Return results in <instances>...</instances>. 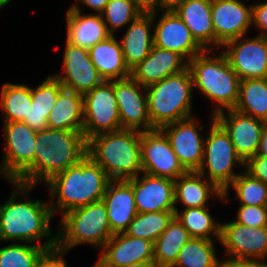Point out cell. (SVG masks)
Wrapping results in <instances>:
<instances>
[{
    "mask_svg": "<svg viewBox=\"0 0 267 267\" xmlns=\"http://www.w3.org/2000/svg\"><path fill=\"white\" fill-rule=\"evenodd\" d=\"M86 154L83 132L50 128L37 131L34 162L15 182L33 187L42 180L47 183Z\"/></svg>",
    "mask_w": 267,
    "mask_h": 267,
    "instance_id": "obj_1",
    "label": "cell"
},
{
    "mask_svg": "<svg viewBox=\"0 0 267 267\" xmlns=\"http://www.w3.org/2000/svg\"><path fill=\"white\" fill-rule=\"evenodd\" d=\"M110 179L104 169L88 154L65 171L52 177L47 184L50 195L57 197V204H50L52 213L62 210L63 214L103 199Z\"/></svg>",
    "mask_w": 267,
    "mask_h": 267,
    "instance_id": "obj_2",
    "label": "cell"
},
{
    "mask_svg": "<svg viewBox=\"0 0 267 267\" xmlns=\"http://www.w3.org/2000/svg\"><path fill=\"white\" fill-rule=\"evenodd\" d=\"M140 141L141 131L104 132L87 140V154L110 180H129L142 172Z\"/></svg>",
    "mask_w": 267,
    "mask_h": 267,
    "instance_id": "obj_3",
    "label": "cell"
},
{
    "mask_svg": "<svg viewBox=\"0 0 267 267\" xmlns=\"http://www.w3.org/2000/svg\"><path fill=\"white\" fill-rule=\"evenodd\" d=\"M17 191L0 205V241L34 242L51 234L50 219L53 216L50 204L41 200L32 202L16 201V193L24 194L33 186L11 182Z\"/></svg>",
    "mask_w": 267,
    "mask_h": 267,
    "instance_id": "obj_4",
    "label": "cell"
},
{
    "mask_svg": "<svg viewBox=\"0 0 267 267\" xmlns=\"http://www.w3.org/2000/svg\"><path fill=\"white\" fill-rule=\"evenodd\" d=\"M206 51L190 60L188 68L192 75L193 86L219 104L212 115L214 116L224 109H234L238 101L241 79L230 67L223 53L209 58Z\"/></svg>",
    "mask_w": 267,
    "mask_h": 267,
    "instance_id": "obj_5",
    "label": "cell"
},
{
    "mask_svg": "<svg viewBox=\"0 0 267 267\" xmlns=\"http://www.w3.org/2000/svg\"><path fill=\"white\" fill-rule=\"evenodd\" d=\"M192 89L193 80L188 67L145 87L151 125L161 128L191 117Z\"/></svg>",
    "mask_w": 267,
    "mask_h": 267,
    "instance_id": "obj_6",
    "label": "cell"
},
{
    "mask_svg": "<svg viewBox=\"0 0 267 267\" xmlns=\"http://www.w3.org/2000/svg\"><path fill=\"white\" fill-rule=\"evenodd\" d=\"M57 247L65 252L82 243L100 247L113 236L103 200H99L62 214Z\"/></svg>",
    "mask_w": 267,
    "mask_h": 267,
    "instance_id": "obj_7",
    "label": "cell"
},
{
    "mask_svg": "<svg viewBox=\"0 0 267 267\" xmlns=\"http://www.w3.org/2000/svg\"><path fill=\"white\" fill-rule=\"evenodd\" d=\"M209 131L204 143L203 161L197 172L206 176V165L209 177L207 179L223 192L222 199H225L230 184L239 175L233 173V166L237 163L245 166V162L237 154L229 135L215 120L214 116Z\"/></svg>",
    "mask_w": 267,
    "mask_h": 267,
    "instance_id": "obj_8",
    "label": "cell"
},
{
    "mask_svg": "<svg viewBox=\"0 0 267 267\" xmlns=\"http://www.w3.org/2000/svg\"><path fill=\"white\" fill-rule=\"evenodd\" d=\"M121 130L114 80L104 81L83 95V134L86 140L104 132Z\"/></svg>",
    "mask_w": 267,
    "mask_h": 267,
    "instance_id": "obj_9",
    "label": "cell"
},
{
    "mask_svg": "<svg viewBox=\"0 0 267 267\" xmlns=\"http://www.w3.org/2000/svg\"><path fill=\"white\" fill-rule=\"evenodd\" d=\"M5 157L0 174L15 182L34 162L37 131L23 121L5 122Z\"/></svg>",
    "mask_w": 267,
    "mask_h": 267,
    "instance_id": "obj_10",
    "label": "cell"
},
{
    "mask_svg": "<svg viewBox=\"0 0 267 267\" xmlns=\"http://www.w3.org/2000/svg\"><path fill=\"white\" fill-rule=\"evenodd\" d=\"M140 146L142 173L176 180L187 172L160 128L141 131Z\"/></svg>",
    "mask_w": 267,
    "mask_h": 267,
    "instance_id": "obj_11",
    "label": "cell"
},
{
    "mask_svg": "<svg viewBox=\"0 0 267 267\" xmlns=\"http://www.w3.org/2000/svg\"><path fill=\"white\" fill-rule=\"evenodd\" d=\"M242 38L232 39L222 45L227 47L222 53L230 67L241 80L267 78V37L259 35L247 41Z\"/></svg>",
    "mask_w": 267,
    "mask_h": 267,
    "instance_id": "obj_12",
    "label": "cell"
},
{
    "mask_svg": "<svg viewBox=\"0 0 267 267\" xmlns=\"http://www.w3.org/2000/svg\"><path fill=\"white\" fill-rule=\"evenodd\" d=\"M142 89L145 90V87L132 77L114 80V94L117 100L121 129L143 132L155 129L151 125L148 113L147 93L141 95L143 94ZM140 126L143 127V130L139 129Z\"/></svg>",
    "mask_w": 267,
    "mask_h": 267,
    "instance_id": "obj_13",
    "label": "cell"
},
{
    "mask_svg": "<svg viewBox=\"0 0 267 267\" xmlns=\"http://www.w3.org/2000/svg\"><path fill=\"white\" fill-rule=\"evenodd\" d=\"M167 136L171 148L186 171H198L204 154L205 140L198 132L192 117L167 124L160 128Z\"/></svg>",
    "mask_w": 267,
    "mask_h": 267,
    "instance_id": "obj_14",
    "label": "cell"
},
{
    "mask_svg": "<svg viewBox=\"0 0 267 267\" xmlns=\"http://www.w3.org/2000/svg\"><path fill=\"white\" fill-rule=\"evenodd\" d=\"M63 63L66 75L58 74L54 77L66 89L84 95L104 82L90 59L88 49L66 41Z\"/></svg>",
    "mask_w": 267,
    "mask_h": 267,
    "instance_id": "obj_15",
    "label": "cell"
},
{
    "mask_svg": "<svg viewBox=\"0 0 267 267\" xmlns=\"http://www.w3.org/2000/svg\"><path fill=\"white\" fill-rule=\"evenodd\" d=\"M220 242L231 259H264L267 255V227L253 228L235 221L220 224Z\"/></svg>",
    "mask_w": 267,
    "mask_h": 267,
    "instance_id": "obj_16",
    "label": "cell"
},
{
    "mask_svg": "<svg viewBox=\"0 0 267 267\" xmlns=\"http://www.w3.org/2000/svg\"><path fill=\"white\" fill-rule=\"evenodd\" d=\"M211 18L215 31V46L243 37L252 25V6L240 0H212Z\"/></svg>",
    "mask_w": 267,
    "mask_h": 267,
    "instance_id": "obj_17",
    "label": "cell"
},
{
    "mask_svg": "<svg viewBox=\"0 0 267 267\" xmlns=\"http://www.w3.org/2000/svg\"><path fill=\"white\" fill-rule=\"evenodd\" d=\"M227 112L229 116L222 111L214 118L229 135L237 154L246 162L257 154L265 122L234 109Z\"/></svg>",
    "mask_w": 267,
    "mask_h": 267,
    "instance_id": "obj_18",
    "label": "cell"
},
{
    "mask_svg": "<svg viewBox=\"0 0 267 267\" xmlns=\"http://www.w3.org/2000/svg\"><path fill=\"white\" fill-rule=\"evenodd\" d=\"M154 46L174 51L189 62L205 49L174 11H165L153 32Z\"/></svg>",
    "mask_w": 267,
    "mask_h": 267,
    "instance_id": "obj_19",
    "label": "cell"
},
{
    "mask_svg": "<svg viewBox=\"0 0 267 267\" xmlns=\"http://www.w3.org/2000/svg\"><path fill=\"white\" fill-rule=\"evenodd\" d=\"M154 243L149 240L114 234L103 246L94 267H120L133 263H153Z\"/></svg>",
    "mask_w": 267,
    "mask_h": 267,
    "instance_id": "obj_20",
    "label": "cell"
},
{
    "mask_svg": "<svg viewBox=\"0 0 267 267\" xmlns=\"http://www.w3.org/2000/svg\"><path fill=\"white\" fill-rule=\"evenodd\" d=\"M129 179L138 213L175 210L174 180L144 173Z\"/></svg>",
    "mask_w": 267,
    "mask_h": 267,
    "instance_id": "obj_21",
    "label": "cell"
},
{
    "mask_svg": "<svg viewBox=\"0 0 267 267\" xmlns=\"http://www.w3.org/2000/svg\"><path fill=\"white\" fill-rule=\"evenodd\" d=\"M112 234L124 233L138 214L132 183L110 180L103 196Z\"/></svg>",
    "mask_w": 267,
    "mask_h": 267,
    "instance_id": "obj_22",
    "label": "cell"
},
{
    "mask_svg": "<svg viewBox=\"0 0 267 267\" xmlns=\"http://www.w3.org/2000/svg\"><path fill=\"white\" fill-rule=\"evenodd\" d=\"M187 67L188 62L178 53L153 46L149 55L131 70V77L147 87Z\"/></svg>",
    "mask_w": 267,
    "mask_h": 267,
    "instance_id": "obj_23",
    "label": "cell"
},
{
    "mask_svg": "<svg viewBox=\"0 0 267 267\" xmlns=\"http://www.w3.org/2000/svg\"><path fill=\"white\" fill-rule=\"evenodd\" d=\"M80 12L78 5H72L67 11V42L89 50L112 35L101 14L81 15Z\"/></svg>",
    "mask_w": 267,
    "mask_h": 267,
    "instance_id": "obj_24",
    "label": "cell"
},
{
    "mask_svg": "<svg viewBox=\"0 0 267 267\" xmlns=\"http://www.w3.org/2000/svg\"><path fill=\"white\" fill-rule=\"evenodd\" d=\"M155 14L156 12L139 15L131 22L125 33L121 47L124 61L130 71L149 55L154 46V38L153 34H150V29L154 24Z\"/></svg>",
    "mask_w": 267,
    "mask_h": 267,
    "instance_id": "obj_25",
    "label": "cell"
},
{
    "mask_svg": "<svg viewBox=\"0 0 267 267\" xmlns=\"http://www.w3.org/2000/svg\"><path fill=\"white\" fill-rule=\"evenodd\" d=\"M88 51L92 63L104 81L131 77V71L124 61L121 43L116 40L114 34L96 43Z\"/></svg>",
    "mask_w": 267,
    "mask_h": 267,
    "instance_id": "obj_26",
    "label": "cell"
},
{
    "mask_svg": "<svg viewBox=\"0 0 267 267\" xmlns=\"http://www.w3.org/2000/svg\"><path fill=\"white\" fill-rule=\"evenodd\" d=\"M212 0H190L174 11L190 29L195 40L209 52L215 46V31L211 18ZM210 43V44H209Z\"/></svg>",
    "mask_w": 267,
    "mask_h": 267,
    "instance_id": "obj_27",
    "label": "cell"
},
{
    "mask_svg": "<svg viewBox=\"0 0 267 267\" xmlns=\"http://www.w3.org/2000/svg\"><path fill=\"white\" fill-rule=\"evenodd\" d=\"M48 128L83 132V95L63 88L48 116Z\"/></svg>",
    "mask_w": 267,
    "mask_h": 267,
    "instance_id": "obj_28",
    "label": "cell"
},
{
    "mask_svg": "<svg viewBox=\"0 0 267 267\" xmlns=\"http://www.w3.org/2000/svg\"><path fill=\"white\" fill-rule=\"evenodd\" d=\"M210 194L223 198V192L212 182H207L204 176L197 171H187L174 180L175 204L181 201L186 206L184 209L207 207L206 202Z\"/></svg>",
    "mask_w": 267,
    "mask_h": 267,
    "instance_id": "obj_29",
    "label": "cell"
},
{
    "mask_svg": "<svg viewBox=\"0 0 267 267\" xmlns=\"http://www.w3.org/2000/svg\"><path fill=\"white\" fill-rule=\"evenodd\" d=\"M61 82L49 76L35 89H31V109L22 121L35 131L48 128V116L63 89Z\"/></svg>",
    "mask_w": 267,
    "mask_h": 267,
    "instance_id": "obj_30",
    "label": "cell"
},
{
    "mask_svg": "<svg viewBox=\"0 0 267 267\" xmlns=\"http://www.w3.org/2000/svg\"><path fill=\"white\" fill-rule=\"evenodd\" d=\"M191 238L188 230L174 216L154 242L155 267H172L176 263L181 248Z\"/></svg>",
    "mask_w": 267,
    "mask_h": 267,
    "instance_id": "obj_31",
    "label": "cell"
},
{
    "mask_svg": "<svg viewBox=\"0 0 267 267\" xmlns=\"http://www.w3.org/2000/svg\"><path fill=\"white\" fill-rule=\"evenodd\" d=\"M234 110L267 122V78L241 80Z\"/></svg>",
    "mask_w": 267,
    "mask_h": 267,
    "instance_id": "obj_32",
    "label": "cell"
},
{
    "mask_svg": "<svg viewBox=\"0 0 267 267\" xmlns=\"http://www.w3.org/2000/svg\"><path fill=\"white\" fill-rule=\"evenodd\" d=\"M55 247H57V235L39 245L12 243L0 249V267H37L42 253Z\"/></svg>",
    "mask_w": 267,
    "mask_h": 267,
    "instance_id": "obj_33",
    "label": "cell"
},
{
    "mask_svg": "<svg viewBox=\"0 0 267 267\" xmlns=\"http://www.w3.org/2000/svg\"><path fill=\"white\" fill-rule=\"evenodd\" d=\"M0 107L5 122L22 121L31 109V88L7 83L1 91Z\"/></svg>",
    "mask_w": 267,
    "mask_h": 267,
    "instance_id": "obj_34",
    "label": "cell"
},
{
    "mask_svg": "<svg viewBox=\"0 0 267 267\" xmlns=\"http://www.w3.org/2000/svg\"><path fill=\"white\" fill-rule=\"evenodd\" d=\"M213 245L212 240L191 238L181 248L172 267H221Z\"/></svg>",
    "mask_w": 267,
    "mask_h": 267,
    "instance_id": "obj_35",
    "label": "cell"
},
{
    "mask_svg": "<svg viewBox=\"0 0 267 267\" xmlns=\"http://www.w3.org/2000/svg\"><path fill=\"white\" fill-rule=\"evenodd\" d=\"M174 212L175 210L138 213L124 233L154 243L173 219Z\"/></svg>",
    "mask_w": 267,
    "mask_h": 267,
    "instance_id": "obj_36",
    "label": "cell"
},
{
    "mask_svg": "<svg viewBox=\"0 0 267 267\" xmlns=\"http://www.w3.org/2000/svg\"><path fill=\"white\" fill-rule=\"evenodd\" d=\"M174 216L188 230L192 238L212 240L211 233L220 241L221 225H217L206 207H192L183 209L181 213L175 209Z\"/></svg>",
    "mask_w": 267,
    "mask_h": 267,
    "instance_id": "obj_37",
    "label": "cell"
},
{
    "mask_svg": "<svg viewBox=\"0 0 267 267\" xmlns=\"http://www.w3.org/2000/svg\"><path fill=\"white\" fill-rule=\"evenodd\" d=\"M230 185L235 189L236 198L240 200L241 205H267V184L253 178L246 171L239 174Z\"/></svg>",
    "mask_w": 267,
    "mask_h": 267,
    "instance_id": "obj_38",
    "label": "cell"
},
{
    "mask_svg": "<svg viewBox=\"0 0 267 267\" xmlns=\"http://www.w3.org/2000/svg\"><path fill=\"white\" fill-rule=\"evenodd\" d=\"M108 31L113 35L114 31L121 26L135 20L141 12L130 0H109L104 11L101 13Z\"/></svg>",
    "mask_w": 267,
    "mask_h": 267,
    "instance_id": "obj_39",
    "label": "cell"
},
{
    "mask_svg": "<svg viewBox=\"0 0 267 267\" xmlns=\"http://www.w3.org/2000/svg\"><path fill=\"white\" fill-rule=\"evenodd\" d=\"M237 215L235 222L238 224L253 228L267 227V205H241Z\"/></svg>",
    "mask_w": 267,
    "mask_h": 267,
    "instance_id": "obj_40",
    "label": "cell"
},
{
    "mask_svg": "<svg viewBox=\"0 0 267 267\" xmlns=\"http://www.w3.org/2000/svg\"><path fill=\"white\" fill-rule=\"evenodd\" d=\"M245 171L253 178H256L267 184V158L263 156L250 157L246 162Z\"/></svg>",
    "mask_w": 267,
    "mask_h": 267,
    "instance_id": "obj_41",
    "label": "cell"
},
{
    "mask_svg": "<svg viewBox=\"0 0 267 267\" xmlns=\"http://www.w3.org/2000/svg\"><path fill=\"white\" fill-rule=\"evenodd\" d=\"M64 253L58 247L45 250L38 259L37 267H67L62 257Z\"/></svg>",
    "mask_w": 267,
    "mask_h": 267,
    "instance_id": "obj_42",
    "label": "cell"
},
{
    "mask_svg": "<svg viewBox=\"0 0 267 267\" xmlns=\"http://www.w3.org/2000/svg\"><path fill=\"white\" fill-rule=\"evenodd\" d=\"M252 24L260 28V35L267 37V2L252 6Z\"/></svg>",
    "mask_w": 267,
    "mask_h": 267,
    "instance_id": "obj_43",
    "label": "cell"
},
{
    "mask_svg": "<svg viewBox=\"0 0 267 267\" xmlns=\"http://www.w3.org/2000/svg\"><path fill=\"white\" fill-rule=\"evenodd\" d=\"M261 259H231L221 261V267H267Z\"/></svg>",
    "mask_w": 267,
    "mask_h": 267,
    "instance_id": "obj_44",
    "label": "cell"
},
{
    "mask_svg": "<svg viewBox=\"0 0 267 267\" xmlns=\"http://www.w3.org/2000/svg\"><path fill=\"white\" fill-rule=\"evenodd\" d=\"M141 14H153L160 8V0H130Z\"/></svg>",
    "mask_w": 267,
    "mask_h": 267,
    "instance_id": "obj_45",
    "label": "cell"
},
{
    "mask_svg": "<svg viewBox=\"0 0 267 267\" xmlns=\"http://www.w3.org/2000/svg\"><path fill=\"white\" fill-rule=\"evenodd\" d=\"M189 1L190 0H160V9L176 11L181 5H184Z\"/></svg>",
    "mask_w": 267,
    "mask_h": 267,
    "instance_id": "obj_46",
    "label": "cell"
},
{
    "mask_svg": "<svg viewBox=\"0 0 267 267\" xmlns=\"http://www.w3.org/2000/svg\"><path fill=\"white\" fill-rule=\"evenodd\" d=\"M255 156H263L267 158V122L263 125L261 140Z\"/></svg>",
    "mask_w": 267,
    "mask_h": 267,
    "instance_id": "obj_47",
    "label": "cell"
},
{
    "mask_svg": "<svg viewBox=\"0 0 267 267\" xmlns=\"http://www.w3.org/2000/svg\"><path fill=\"white\" fill-rule=\"evenodd\" d=\"M80 2L86 4L88 7L101 14L109 0H80Z\"/></svg>",
    "mask_w": 267,
    "mask_h": 267,
    "instance_id": "obj_48",
    "label": "cell"
},
{
    "mask_svg": "<svg viewBox=\"0 0 267 267\" xmlns=\"http://www.w3.org/2000/svg\"><path fill=\"white\" fill-rule=\"evenodd\" d=\"M120 267H155L154 263H133L129 265H124Z\"/></svg>",
    "mask_w": 267,
    "mask_h": 267,
    "instance_id": "obj_49",
    "label": "cell"
},
{
    "mask_svg": "<svg viewBox=\"0 0 267 267\" xmlns=\"http://www.w3.org/2000/svg\"><path fill=\"white\" fill-rule=\"evenodd\" d=\"M11 0H0V8L4 7L6 4H8Z\"/></svg>",
    "mask_w": 267,
    "mask_h": 267,
    "instance_id": "obj_50",
    "label": "cell"
}]
</instances>
